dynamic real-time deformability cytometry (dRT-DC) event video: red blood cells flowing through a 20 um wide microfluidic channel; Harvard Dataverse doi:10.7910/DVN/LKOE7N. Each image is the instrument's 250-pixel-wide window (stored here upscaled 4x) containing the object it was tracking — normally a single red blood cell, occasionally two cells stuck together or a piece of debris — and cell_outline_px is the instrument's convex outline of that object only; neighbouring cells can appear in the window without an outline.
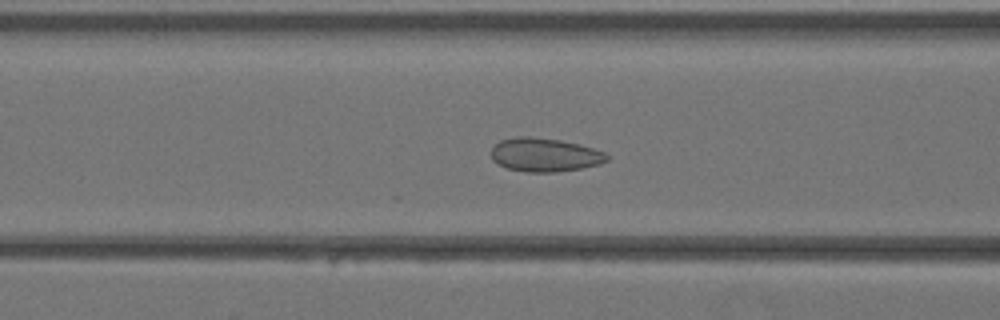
{"species": "Egyptian fruit bat (a non-hibernating species)", "species_latin": "Rousettus aegyptiacus", "temperature_condition": "warm", "stored_images_in_passage": 27, "camera_frame_rate_fps": 3000, "um_per_image_px": 0.085, "animal": {"sex": "female"}, "frame": {"image": 1, "passage_image": 14, "time_ms": 4.333, "image_size_px": [1000, 320], "cell_outline_px": [[608, 160], [600, 164], [580, 168], [556, 172], [528, 172], [508, 168], [496, 164], [492, 160], [492, 148], [500, 140], [516, 136], [528, 136], [560, 140], [580, 144], [604, 152], [608, 156]], "centroid_in_image_um": [46.28, 13.16], "position_along_channel_um": 120.3, "area_um2": 22.66}}
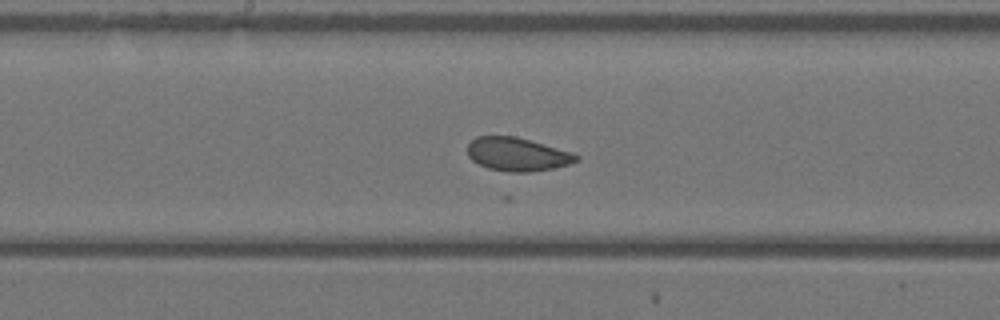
{"frame": {"image": 2, "passage_image": 19, "time_ms": 6.0, "image_size_px": [1000, 320], "cell_outline_px": [[580, 160], [568, 164], [552, 168], [532, 172], [508, 172], [488, 168], [472, 160], [468, 156], [468, 144], [476, 136], [516, 136], [572, 152], [580, 156]], "centroid_in_image_um": [43.98, 13.11], "position_along_channel_um": 204.2, "area_um2": 21.15}}
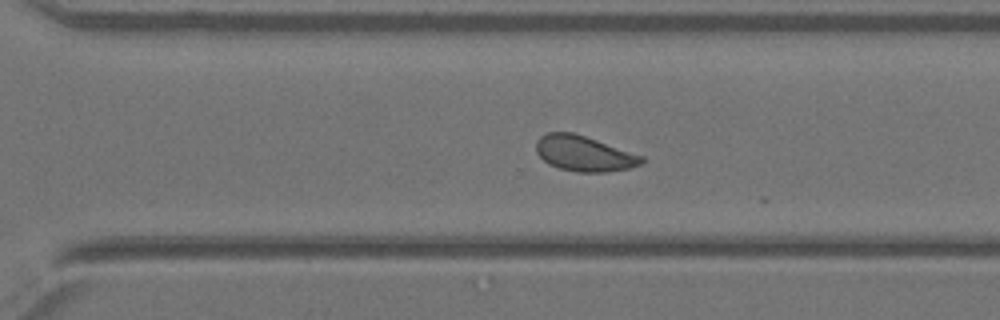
{"frame": {"image": 3, "passage_image": 26, "time_ms": 8.333, "image_size_px": [1000, 320], "cell_outline_px": [[644, 160], [640, 164], [628, 168], [608, 172], [576, 172], [560, 168], [548, 164], [536, 152], [536, 140], [540, 136], [548, 132], [572, 132], [644, 156]], "centroid_in_image_um": [49.62, 13.05], "position_along_channel_um": 321.0, "area_um2": 21.62}}